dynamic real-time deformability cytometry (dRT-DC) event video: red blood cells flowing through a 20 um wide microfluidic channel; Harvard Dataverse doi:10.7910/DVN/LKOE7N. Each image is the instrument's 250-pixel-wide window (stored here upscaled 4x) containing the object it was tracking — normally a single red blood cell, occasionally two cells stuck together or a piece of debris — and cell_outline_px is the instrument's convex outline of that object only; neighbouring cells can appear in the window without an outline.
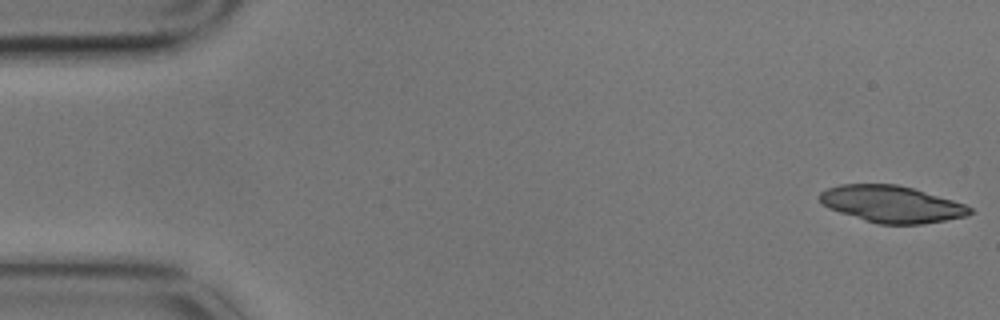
{"species": "common noctule bat (a hibernating species)", "species_latin": "Nyctalus noctula", "temperature_condition": "cold", "stored_images_in_passage": 5, "camera_frame_rate_fps": 3000, "um_per_image_px": 0.085, "animal": {"sex": "male", "body_mass_g": 17.9}, "frame": {"image": 1, "passage_image": 1, "time_ms": 0.0, "image_size_px": [1000, 320], "cell_outline_px": [[976, 212], [968, 216], [924, 224], [880, 224], [864, 220], [828, 208], [820, 200], [820, 192], [828, 188], [840, 184], [896, 184], [912, 188], [952, 200], [964, 204], [972, 208]], "centroid_in_image_um": [75.82, 17.35], "position_along_channel_um": 9.2, "area_um2": 32.02}}